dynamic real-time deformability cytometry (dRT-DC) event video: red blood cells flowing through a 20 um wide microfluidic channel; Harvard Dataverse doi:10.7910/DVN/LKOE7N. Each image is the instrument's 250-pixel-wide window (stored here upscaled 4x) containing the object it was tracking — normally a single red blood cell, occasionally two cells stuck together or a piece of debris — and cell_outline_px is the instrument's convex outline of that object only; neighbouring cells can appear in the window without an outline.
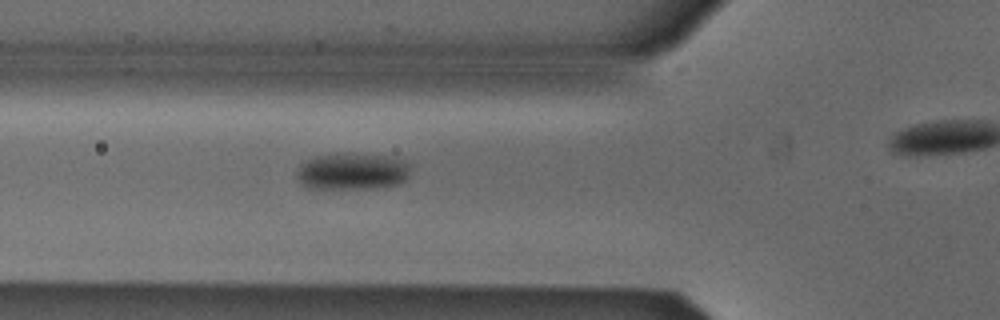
{"species": "Egyptian fruit bat (a non-hibernating species)", "species_latin": "Rousettus aegyptiacus", "temperature_condition": "cold", "stored_images_in_passage": 27, "camera_frame_rate_fps": 3000, "um_per_image_px": 0.085, "animal": {"sex": "male"}, "frame": {"image": 1, "passage_image": 3, "time_ms": 0.667, "image_size_px": [1000, 320], "cell_outline_px": [[408, 176], [404, 180], [396, 184], [384, 188], [304, 188], [296, 180], [296, 172], [300, 164], [316, 156], [336, 152], [352, 152], [388, 156], [400, 160], [408, 164]], "centroid_in_image_um": [29.86, 14.55], "position_along_channel_um": 95.9, "area_um2": 24.8}}
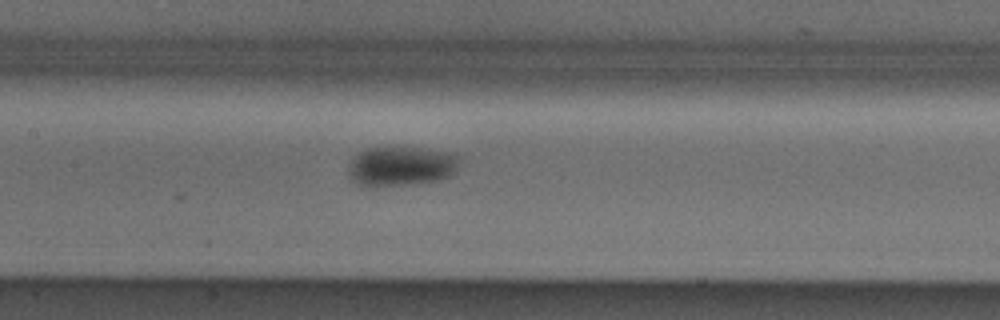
{"frame": {"image": 2, "passage_image": 9, "time_ms": 2.667, "image_size_px": [1000, 320], "cell_outline_px": [[460, 160], [456, 168], [448, 176], [440, 180], [412, 184], [376, 188], [360, 184], [352, 180], [348, 176], [348, 164], [360, 152], [368, 148], [420, 148], [452, 152], [460, 156]], "centroid_in_image_um": [34.09, 14.15], "position_along_channel_um": 173.3, "area_um2": 25.78}}
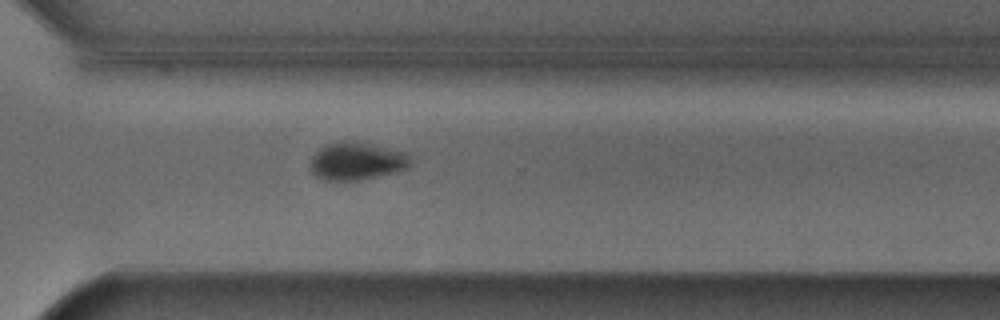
{"frame": {"image": 3, "passage_image": 22, "time_ms": 7.0, "image_size_px": [1000, 320], "cell_outline_px": [[408, 168], [360, 180], [324, 180], [316, 176], [308, 168], [312, 156], [320, 148], [328, 144], [344, 140], [356, 140], [404, 152], [408, 156]], "centroid_in_image_um": [30.24, 13.68], "position_along_channel_um": 340.4, "area_um2": 21.85}}